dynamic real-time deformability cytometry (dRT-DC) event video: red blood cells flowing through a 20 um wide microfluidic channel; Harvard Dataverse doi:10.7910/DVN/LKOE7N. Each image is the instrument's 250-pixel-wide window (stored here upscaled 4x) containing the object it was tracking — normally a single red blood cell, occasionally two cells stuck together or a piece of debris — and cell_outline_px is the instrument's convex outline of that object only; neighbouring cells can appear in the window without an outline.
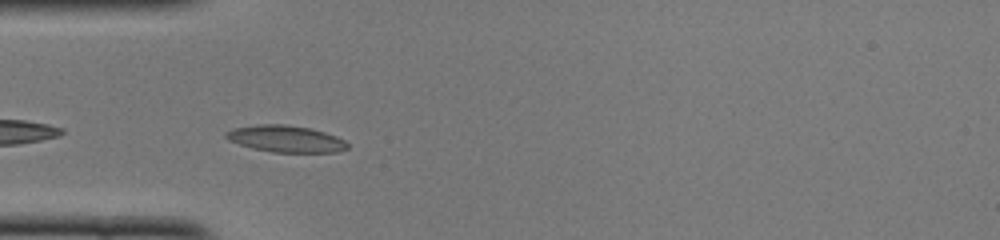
{"species": "common noctule bat (a hibernating species)", "species_latin": "Nyctalus noctula", "temperature_condition": "cold", "stored_images_in_passage": 18, "camera_frame_rate_fps": 3000, "um_per_image_px": 0.085, "animal": {"sex": "female", "body_mass_g": 22.0, "forearm_length_mm": 56.7}, "frame": {"image": 1, "passage_image": 2, "time_ms": 0.333, "image_size_px": [1000, 240], "cell_outline_px": [[348, 148], [336, 152], [272, 152], [252, 148], [228, 140], [224, 136], [224, 132], [232, 128], [256, 124], [284, 124], [308, 128], [324, 132], [336, 136], [344, 140], [348, 144]], "centroid_in_image_um": [24.24, 11.79], "position_along_channel_um": 60.8, "area_um2": 18.9}}
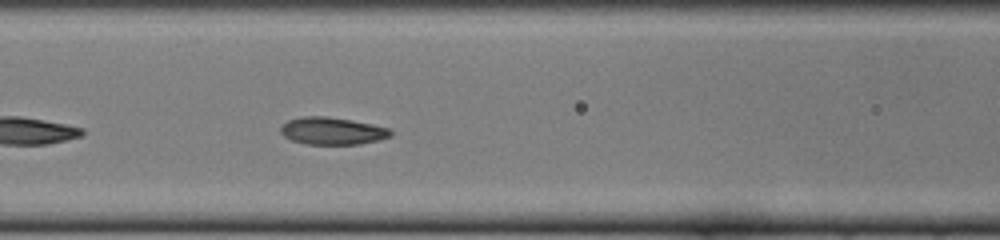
{"frame": {"image": 2, "passage_image": 8, "time_ms": 2.333, "image_size_px": [1000, 240], "cell_outline_px": [[392, 136], [380, 140], [360, 144], [304, 144], [292, 140], [284, 136], [280, 132], [280, 128], [288, 120], [304, 116], [324, 116], [352, 120], [392, 128]], "centroid_in_image_um": [28.28, 11.13], "position_along_channel_um": 138.3, "area_um2": 17.63}}
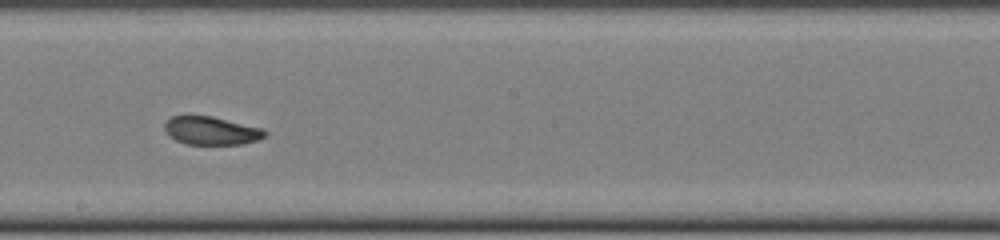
{"frame": {"image": 3, "passage_image": 15, "time_ms": 4.667, "image_size_px": [1000, 240], "cell_outline_px": [[268, 132], [264, 136], [256, 140], [244, 144], [184, 144], [168, 136], [164, 128], [164, 120], [172, 116], [188, 112], [212, 116], [264, 128]], "centroid_in_image_um": [17.88, 11.06], "position_along_channel_um": 230.3, "area_um2": 17.22}}